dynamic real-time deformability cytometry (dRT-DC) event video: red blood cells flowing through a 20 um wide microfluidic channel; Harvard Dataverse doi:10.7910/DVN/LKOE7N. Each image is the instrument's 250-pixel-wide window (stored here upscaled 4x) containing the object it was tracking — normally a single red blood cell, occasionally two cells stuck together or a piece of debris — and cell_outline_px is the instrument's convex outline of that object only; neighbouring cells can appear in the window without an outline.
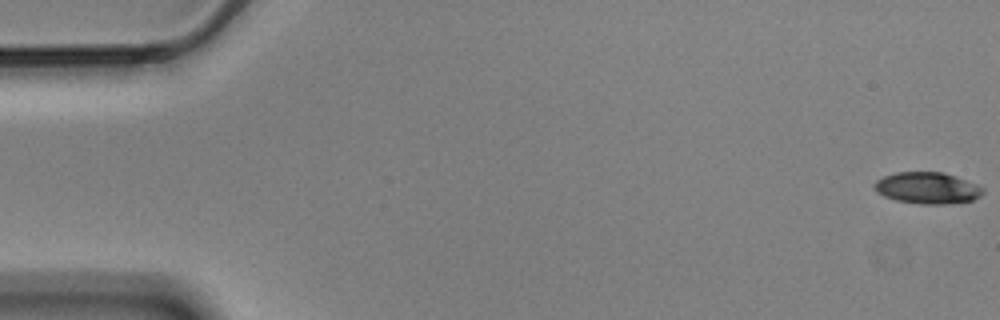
{"species": "Egyptian fruit bat (a non-hibernating species)", "species_latin": "Rousettus aegyptiacus", "temperature_condition": "cold", "stored_images_in_passage": 58, "camera_frame_rate_fps": 3000, "um_per_image_px": 0.085, "animal": {"sex": "male"}, "frame": {"image": 1, "passage_image": 1, "time_ms": 0.0, "image_size_px": [1000, 320], "cell_outline_px": [[984, 192], [980, 196], [972, 200], [944, 204], [920, 204], [896, 200], [884, 196], [876, 192], [872, 188], [872, 184], [876, 180], [884, 176], [896, 172], [944, 172], [956, 176], [976, 184], [984, 188]], "centroid_in_image_um": [78.79, 15.97], "position_along_channel_um": 6.2, "area_um2": 20.06}}
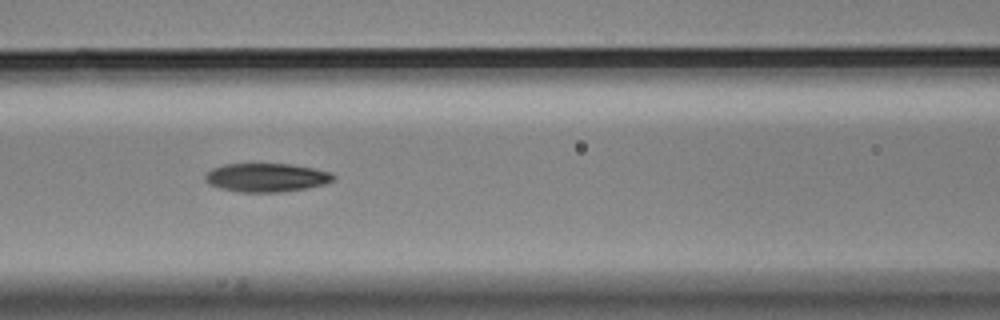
{"frame": {"image": 2, "passage_image": 25, "time_ms": 8.0, "image_size_px": [1000, 320], "cell_outline_px": [[336, 176], [332, 180], [324, 184], [308, 188], [280, 192], [240, 192], [220, 188], [204, 180], [204, 176], [212, 168], [224, 164], [288, 164], [312, 168], [332, 172]], "centroid_in_image_um": [22.65, 15.09], "position_along_channel_um": 143.9, "area_um2": 21.27}}
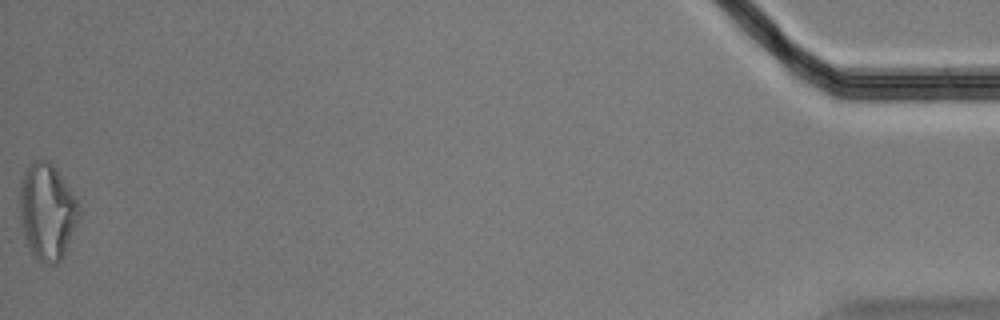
{"frame": {"image": 3, "passage_image": 58, "time_ms": 19.0, "image_size_px": [1000, 320], "cell_outline_px": [[80, 216], [64, 256], [56, 264], [44, 264], [32, 252], [28, 244], [20, 220], [20, 180], [24, 168], [36, 160], [48, 160], [56, 168], [80, 204]], "centroid_in_image_um": [4.02, 17.96], "position_along_channel_um": 431.2, "area_um2": 33.29}, "authors_computed_cell_mechanics": {"area_um2": 21.2993, "velocity_mm_per_s": 3.4969, "shape_relaxation_time_tau1_ms": null, "shape_relaxation_time_tau2_ms": 2.1315, "deformation_change_tau1": null, "deformation_change_tau2": 0.0857}}